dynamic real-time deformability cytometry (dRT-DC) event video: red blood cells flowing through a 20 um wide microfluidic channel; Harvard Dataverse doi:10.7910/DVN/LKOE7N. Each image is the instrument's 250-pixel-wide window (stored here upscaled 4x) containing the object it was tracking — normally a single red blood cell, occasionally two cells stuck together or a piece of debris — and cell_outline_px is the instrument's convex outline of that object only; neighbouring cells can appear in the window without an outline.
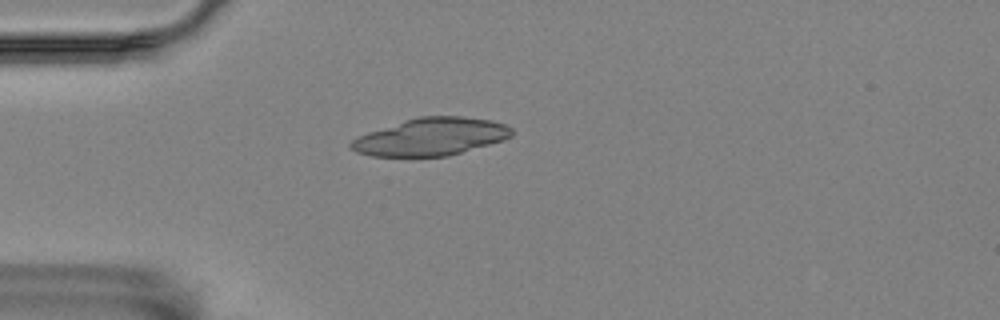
{"species": "Egyptian fruit bat (a non-hibernating species)", "species_latin": "Rousettus aegyptiacus", "temperature_condition": "room temperature", "stored_images_in_passage": 28, "camera_frame_rate_fps": 3000, "um_per_image_px": 0.085, "animal": {"sex": "female"}, "frame": {"image": 1, "passage_image": 6, "time_ms": 1.667, "image_size_px": [1000, 320], "cell_outline_px": [[512, 136], [504, 140], [448, 156], [372, 156], [356, 152], [348, 148], [348, 144], [356, 136], [404, 120], [420, 116], [464, 116], [492, 120], [504, 124], [512, 128]], "centroid_in_image_um": [36.61, 11.62], "position_along_channel_um": 48.4, "area_um2": 35.26}}